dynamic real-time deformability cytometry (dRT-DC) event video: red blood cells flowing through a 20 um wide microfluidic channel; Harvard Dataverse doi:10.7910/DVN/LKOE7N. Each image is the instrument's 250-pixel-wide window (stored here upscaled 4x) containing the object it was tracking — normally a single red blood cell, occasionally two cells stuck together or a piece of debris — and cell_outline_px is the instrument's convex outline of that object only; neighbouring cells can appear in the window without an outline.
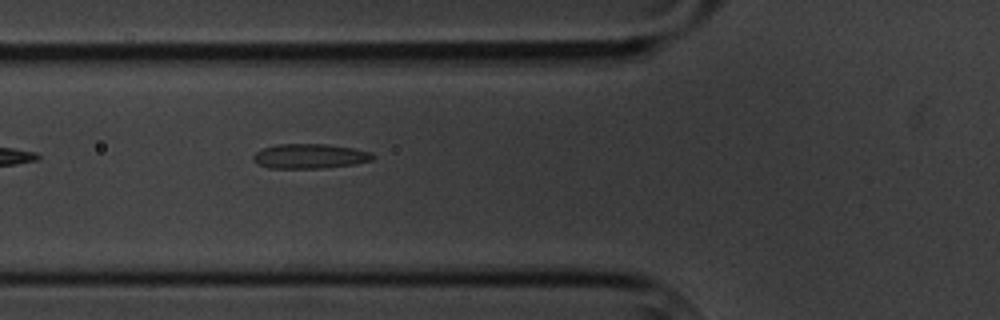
{"species": "common noctule bat (a hibernating species)", "species_latin": "Nyctalus noctula", "temperature_condition": "cold", "stored_images_in_passage": 5, "camera_frame_rate_fps": 3000, "um_per_image_px": 0.085, "animal": {"sex": "male", "body_mass_g": 20.1, "forearm_length_mm": 53.5}, "frame": {"image": 1, "passage_image": 5, "time_ms": 4.667, "image_size_px": [1000, 320], "cell_outline_px": [[376, 156], [372, 160], [356, 164], [324, 168], [268, 168], [256, 164], [252, 160], [252, 156], [256, 152], [264, 148], [276, 144], [328, 144], [356, 148], [372, 152]], "centroid_in_image_um": [26.36, 13.27], "position_along_channel_um": 99.4, "area_um2": 17.51}}